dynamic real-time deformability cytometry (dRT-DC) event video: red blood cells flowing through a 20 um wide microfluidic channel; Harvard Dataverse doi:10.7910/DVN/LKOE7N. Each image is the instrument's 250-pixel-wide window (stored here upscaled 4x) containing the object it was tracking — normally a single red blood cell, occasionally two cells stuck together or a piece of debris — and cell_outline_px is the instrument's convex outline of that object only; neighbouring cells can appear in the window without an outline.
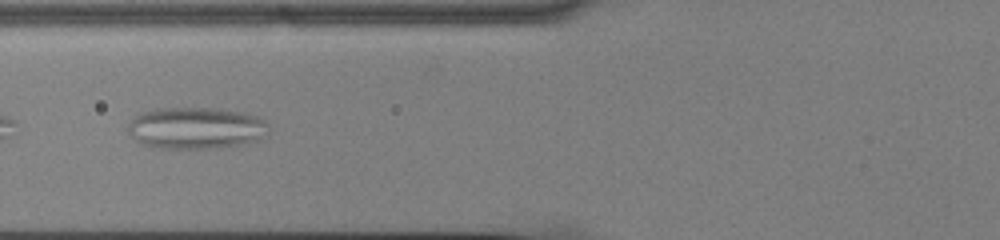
{"species": "common noctule bat (a hibernating species)", "species_latin": "Nyctalus noctula", "temperature_condition": "cold", "stored_images_in_passage": 55, "camera_frame_rate_fps": 3000, "um_per_image_px": 0.085, "animal": {"sex": "male", "body_mass_g": 13.0, "forearm_length_mm": 53.1}, "frame": {"image": 1, "passage_image": 24, "time_ms": 7.667, "image_size_px": [1000, 240], "cell_outline_px": [[268, 136], [260, 140], [240, 144], [212, 148], [152, 148], [140, 144], [128, 132], [128, 124], [140, 112], [156, 108], [220, 108], [244, 112], [260, 116], [268, 124]], "centroid_in_image_um": [16.68, 10.88], "position_along_channel_um": 109.1, "area_um2": 34.74}}